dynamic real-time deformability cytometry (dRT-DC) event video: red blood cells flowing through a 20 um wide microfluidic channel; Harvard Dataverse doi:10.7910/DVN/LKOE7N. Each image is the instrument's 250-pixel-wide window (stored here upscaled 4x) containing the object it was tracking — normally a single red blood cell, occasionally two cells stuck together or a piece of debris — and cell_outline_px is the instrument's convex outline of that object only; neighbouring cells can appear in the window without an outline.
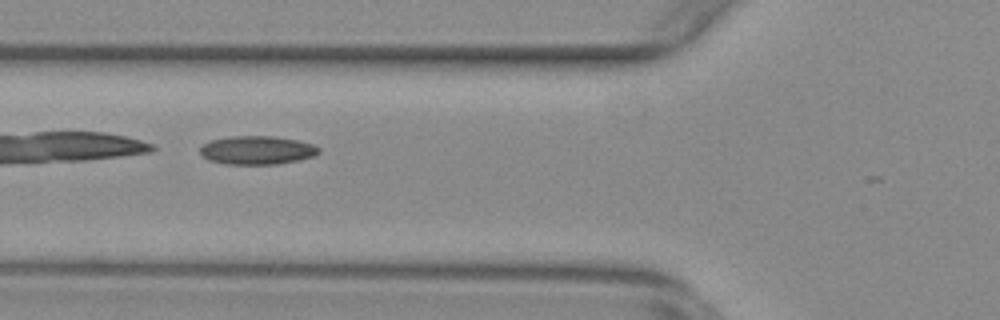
{"species": "common noctule bat (a hibernating species)", "species_latin": "Nyctalus noctula", "temperature_condition": "warm", "stored_images_in_passage": 23, "camera_frame_rate_fps": 3000, "um_per_image_px": 0.085, "animal": {"sex": "female", "body_mass_g": 29.2, "forearm_length_mm": 56.3}, "frame": {"image": 1, "passage_image": 3, "time_ms": 0.667, "image_size_px": [1000, 320], "cell_outline_px": [[320, 152], [316, 156], [300, 160], [276, 164], [228, 164], [208, 160], [200, 152], [200, 148], [204, 144], [212, 140], [232, 136], [276, 136], [300, 140], [312, 144], [320, 148]], "centroid_in_image_um": [21.91, 12.76], "position_along_channel_um": 103.9, "area_um2": 19.83}}